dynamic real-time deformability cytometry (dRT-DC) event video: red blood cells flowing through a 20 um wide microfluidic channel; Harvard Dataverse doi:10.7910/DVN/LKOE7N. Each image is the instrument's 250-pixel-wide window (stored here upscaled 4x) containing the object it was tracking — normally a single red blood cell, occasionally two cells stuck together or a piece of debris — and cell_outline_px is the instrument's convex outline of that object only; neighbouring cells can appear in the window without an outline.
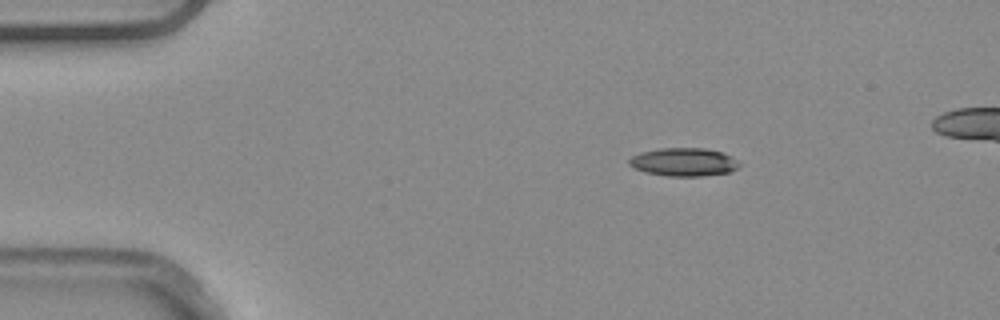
{"species": "common noctule bat (a hibernating species)", "species_latin": "Nyctalus noctula", "temperature_condition": "warm", "stored_images_in_passage": 44, "camera_frame_rate_fps": 3000, "um_per_image_px": 0.085, "animal": {"sex": "male", "body_mass_g": 20.4}, "frame": {"image": 1, "passage_image": 1, "time_ms": 0.0, "image_size_px": [1000, 320], "cell_outline_px": [[740, 164], [736, 168], [728, 172], [704, 176], [668, 176], [644, 172], [628, 164], [628, 160], [632, 156], [640, 152], [660, 148], [704, 148], [720, 152], [732, 156]], "centroid_in_image_um": [58.09, 13.77], "position_along_channel_um": 26.9, "area_um2": 18.03}}
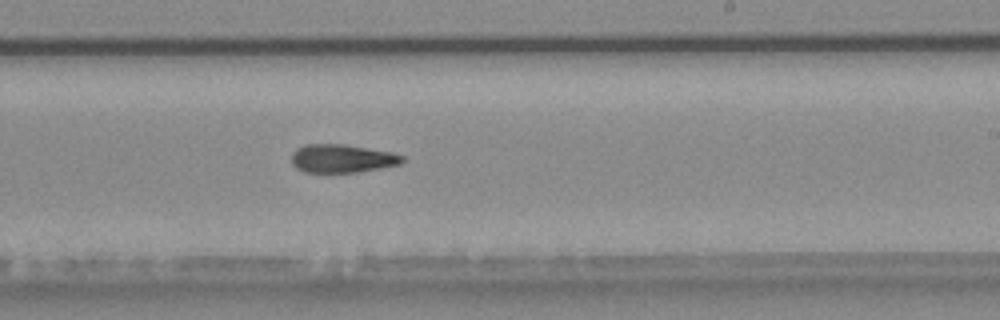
{"frame": {"image": 2, "passage_image": 24, "time_ms": 7.667, "image_size_px": [1000, 320], "cell_outline_px": [[404, 164], [356, 172], [304, 172], [296, 168], [292, 164], [292, 152], [296, 148], [304, 144], [340, 144], [392, 152], [404, 156]], "centroid_in_image_um": [29.07, 13.47], "position_along_channel_um": 259.9, "area_um2": 18.32}}
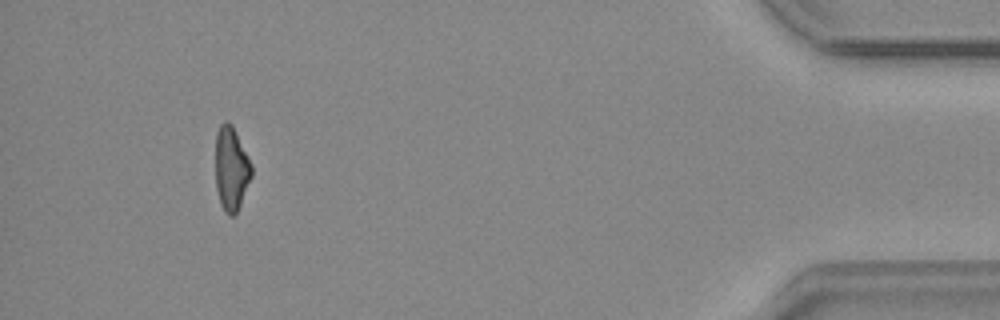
{"frame": {"image": 3, "passage_image": 41, "time_ms": 13.333, "image_size_px": [1000, 320], "cell_outline_px": [[252, 176], [240, 204], [236, 212], [232, 216], [228, 216], [224, 212], [220, 204], [216, 188], [216, 132], [220, 124], [224, 120], [228, 120], [232, 124], [252, 164]], "centroid_in_image_um": [19.65, 14.32], "position_along_channel_um": 415.6, "area_um2": 17.74}, "authors_computed_cell_mechanics": {"area_um2": 18.7272, "velocity_mm_per_s": 3.9039, "shape_relaxation_time_tau1_ms": 9.2018, "shape_relaxation_time_tau2_ms": 4.8349, "deformation_change_tau1": 0.2049, "deformation_change_tau2": 0.1474}}